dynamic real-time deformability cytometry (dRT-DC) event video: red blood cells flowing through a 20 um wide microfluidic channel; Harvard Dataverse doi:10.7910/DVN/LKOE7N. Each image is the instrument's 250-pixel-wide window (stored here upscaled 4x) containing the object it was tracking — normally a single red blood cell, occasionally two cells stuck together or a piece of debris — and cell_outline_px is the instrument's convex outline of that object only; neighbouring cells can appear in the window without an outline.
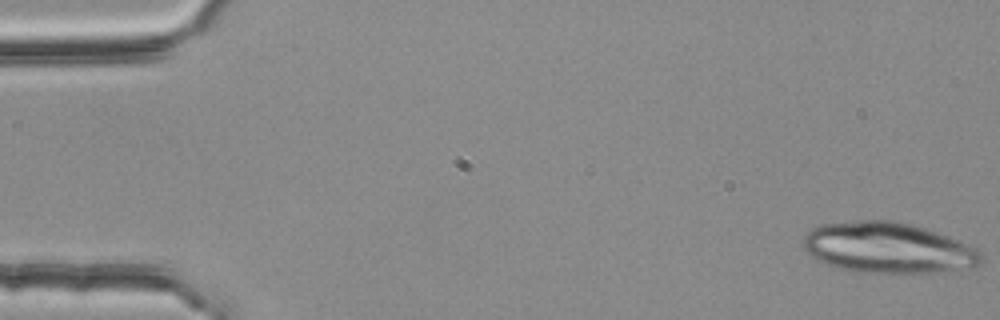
{"species": "common noctule bat (a hibernating species)", "species_latin": "Nyctalus noctula", "temperature_condition": "room temperature", "stored_images_in_passage": 20, "camera_frame_rate_fps": 3000, "um_per_image_px": 0.085, "animal": {"sex": "female", "body_mass_g": 25.1}, "frame": {"image": 1, "passage_image": 1, "time_ms": 0.0, "image_size_px": [1000, 320], "cell_outline_px": [[984, 260], [980, 264], [968, 268], [912, 276], [908, 276], [856, 272], [836, 268], [816, 260], [808, 256], [804, 248], [804, 236], [812, 228], [820, 224], [864, 220], [892, 220], [924, 228], [948, 236], [976, 248], [984, 256]], "centroid_in_image_um": [75.48, 21.12], "position_along_channel_um": 9.5, "area_um2": 53.87}}